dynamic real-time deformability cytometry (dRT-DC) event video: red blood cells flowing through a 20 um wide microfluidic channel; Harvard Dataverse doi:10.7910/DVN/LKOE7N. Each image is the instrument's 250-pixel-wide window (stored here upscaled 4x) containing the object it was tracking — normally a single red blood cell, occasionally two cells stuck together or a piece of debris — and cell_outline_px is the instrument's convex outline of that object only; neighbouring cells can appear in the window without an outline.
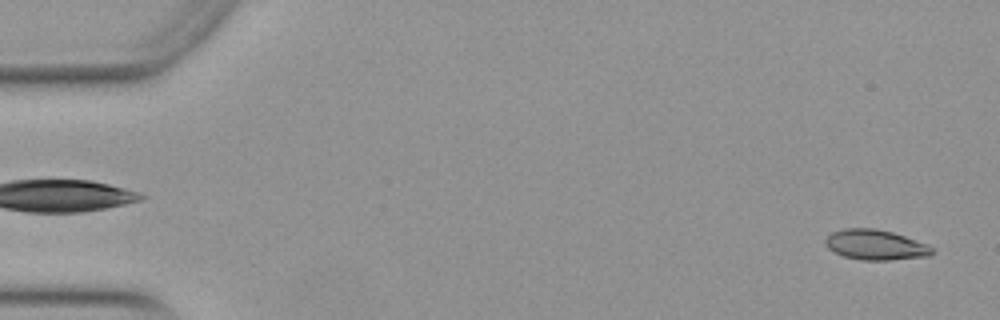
{"species": "Egyptian fruit bat (a non-hibernating species)", "species_latin": "Rousettus aegyptiacus", "temperature_condition": "warm", "stored_images_in_passage": 21, "camera_frame_rate_fps": 3000, "um_per_image_px": 0.085, "animal": {"sex": "female"}, "frame": {"image": 1, "passage_image": 3, "time_ms": 0.667, "image_size_px": [1000, 320], "cell_outline_px": [[932, 252], [928, 256], [888, 260], [860, 260], [844, 256], [828, 248], [824, 244], [824, 240], [832, 232], [844, 228], [872, 228], [892, 232], [928, 244], [932, 248]], "centroid_in_image_um": [74.39, 20.81], "position_along_channel_um": 10.6, "area_um2": 18.61}}
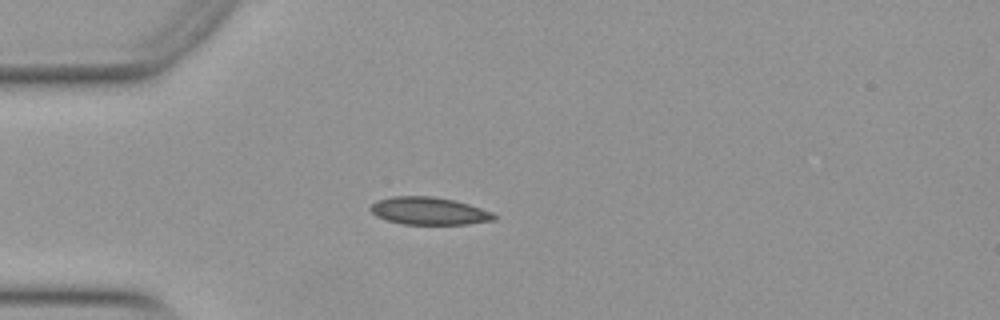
{"frame": {"image": 2, "passage_image": 15, "time_ms": 4.667, "image_size_px": [1000, 320], "cell_outline_px": [[496, 220], [468, 224], [404, 224], [388, 220], [376, 216], [368, 208], [376, 200], [392, 196], [432, 196], [452, 200], [468, 204], [492, 212], [496, 216]], "centroid_in_image_um": [36.44, 17.93], "position_along_channel_um": 48.6, "area_um2": 19.77}}
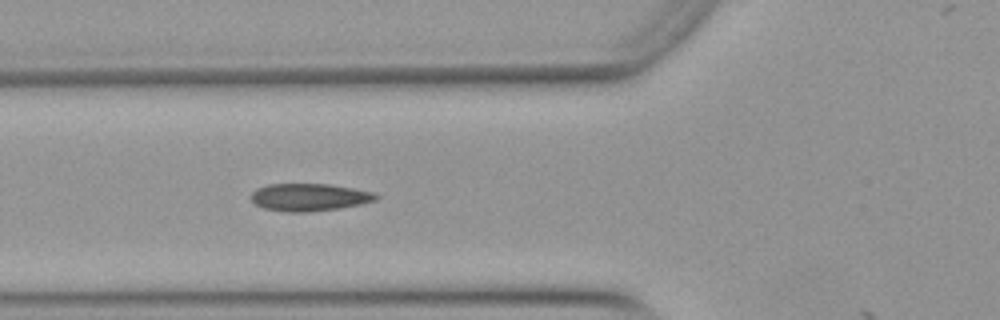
{"frame": {"image": 3, "passage_image": 20, "time_ms": 6.333, "image_size_px": [1000, 320], "cell_outline_px": [[380, 196], [376, 200], [360, 204], [340, 208], [308, 212], [284, 212], [264, 208], [256, 204], [252, 200], [252, 192], [256, 188], [268, 184], [328, 184], [376, 192]], "centroid_in_image_um": [26.31, 16.76], "position_along_channel_um": 99.5, "area_um2": 20.06}}